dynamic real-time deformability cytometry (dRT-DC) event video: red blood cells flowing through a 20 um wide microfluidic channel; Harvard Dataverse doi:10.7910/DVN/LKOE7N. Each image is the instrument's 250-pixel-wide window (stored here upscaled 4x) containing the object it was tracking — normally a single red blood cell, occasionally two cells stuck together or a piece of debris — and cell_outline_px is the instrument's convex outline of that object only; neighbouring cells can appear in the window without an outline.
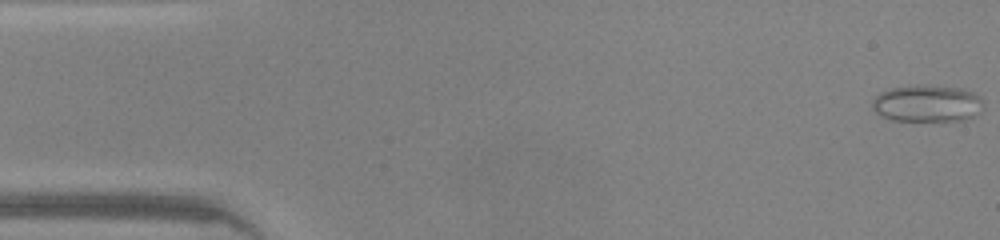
{"species": "common noctule bat (a hibernating species)", "species_latin": "Nyctalus noctula", "temperature_condition": "warm", "stored_images_in_passage": 45, "camera_frame_rate_fps": 3000, "um_per_image_px": 0.085, "animal": {"sex": "male", "body_mass_g": 20.0, "forearm_length_mm": 53.3}, "frame": {"image": 1, "passage_image": 1, "time_ms": 0.0, "image_size_px": [1000, 240], "cell_outline_px": [[984, 108], [976, 116], [964, 120], [940, 124], [888, 120], [880, 116], [872, 108], [872, 100], [880, 92], [888, 88], [916, 84], [924, 84], [964, 88], [980, 96], [984, 100]], "centroid_in_image_um": [78.84, 8.84], "position_along_channel_um": 6.2, "area_um2": 25.66}}
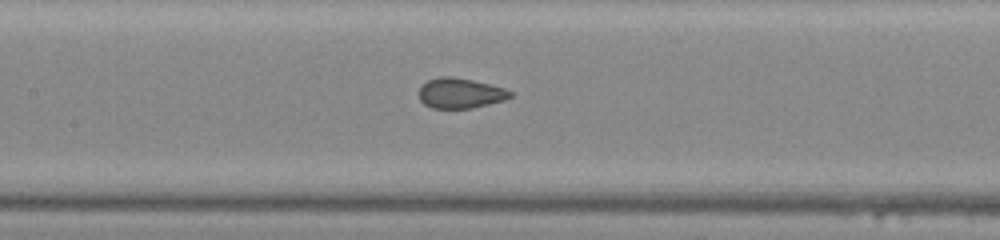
{"frame": {"image": 2, "passage_image": 21, "time_ms": 6.667, "image_size_px": [1000, 240], "cell_outline_px": [[512, 96], [504, 100], [472, 108], [432, 108], [424, 104], [420, 100], [420, 88], [428, 80], [440, 76], [452, 76], [472, 80], [504, 88], [512, 92]], "centroid_in_image_um": [39.12, 7.92], "position_along_channel_um": 168.3, "area_um2": 15.9}}
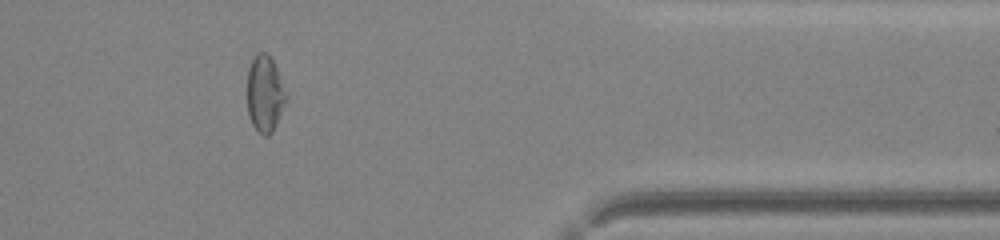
{"frame": {"image": 3, "passage_image": 38, "time_ms": 12.333, "image_size_px": [1000, 240], "cell_outline_px": [[288, 96], [272, 132], [268, 136], [264, 136], [252, 124], [248, 116], [248, 68], [252, 60], [260, 52], [268, 52], [288, 92]], "centroid_in_image_um": [22.53, 7.96], "position_along_channel_um": 388.9, "area_um2": 17.22}}